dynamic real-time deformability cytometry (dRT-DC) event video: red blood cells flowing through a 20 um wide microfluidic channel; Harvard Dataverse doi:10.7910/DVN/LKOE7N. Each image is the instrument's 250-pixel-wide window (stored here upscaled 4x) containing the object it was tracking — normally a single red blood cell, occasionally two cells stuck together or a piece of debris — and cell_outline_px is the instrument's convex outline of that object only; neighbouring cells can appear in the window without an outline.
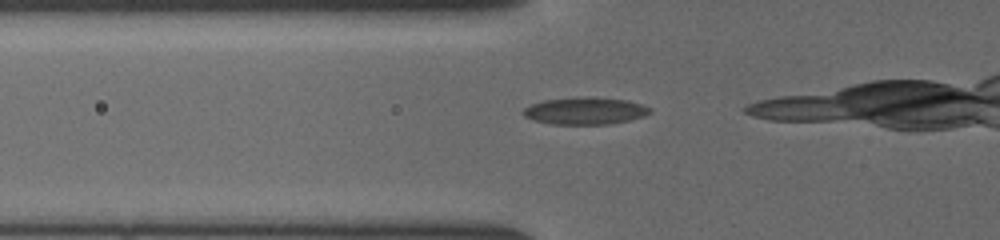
{"species": "common noctule bat (a hibernating species)", "species_latin": "Nyctalus noctula", "temperature_condition": "cold", "stored_images_in_passage": 6, "camera_frame_rate_fps": 3000, "um_per_image_px": 0.085, "animal": {"sex": "female", "body_mass_g": 19.5, "forearm_length_mm": 54.1}, "frame": {"image": 1, "passage_image": 2, "time_ms": 0.333, "image_size_px": [1000, 240], "cell_outline_px": [[652, 112], [644, 116], [628, 120], [608, 124], [552, 124], [532, 120], [524, 116], [520, 112], [524, 108], [532, 104], [544, 100], [584, 96], [596, 96], [628, 100], [652, 108]], "centroid_in_image_um": [49.73, 9.41], "position_along_channel_um": 76.1, "area_um2": 20.29}}
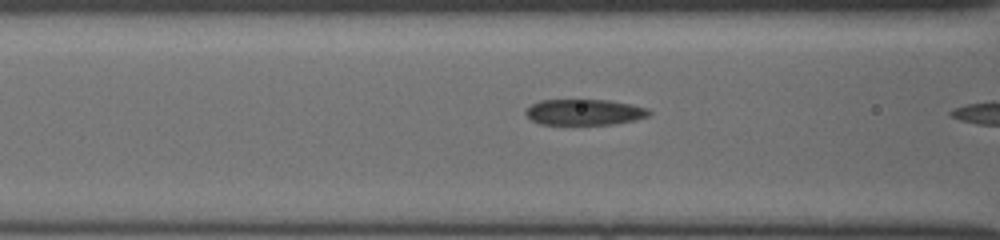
{"frame": {"image": 2, "passage_image": 5, "time_ms": 1.333, "image_size_px": [1000, 240], "cell_outline_px": [[652, 112], [648, 116], [636, 120], [612, 124], [540, 124], [532, 120], [524, 112], [532, 104], [540, 100], [608, 100], [632, 104], [648, 108]], "centroid_in_image_um": [49.71, 9.53], "position_along_channel_um": 116.9, "area_um2": 18.55}}